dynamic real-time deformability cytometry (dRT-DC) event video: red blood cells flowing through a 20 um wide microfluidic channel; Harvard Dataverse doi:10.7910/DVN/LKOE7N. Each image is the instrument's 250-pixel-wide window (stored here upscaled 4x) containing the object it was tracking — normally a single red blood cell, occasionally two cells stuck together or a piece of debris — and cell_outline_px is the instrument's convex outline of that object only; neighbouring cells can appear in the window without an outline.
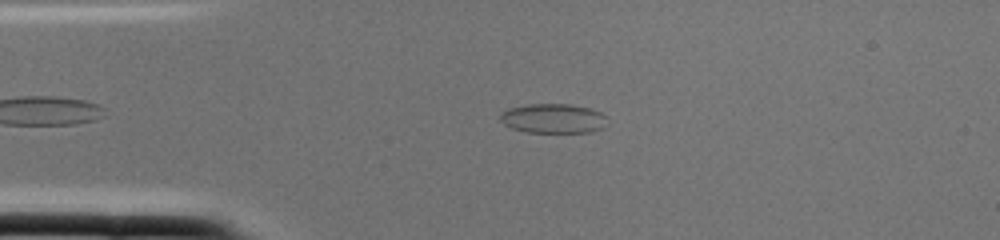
{"species": "common noctule bat (a hibernating species)", "species_latin": "Nyctalus noctula", "temperature_condition": "cold", "stored_images_in_passage": 2, "camera_frame_rate_fps": 3000, "um_per_image_px": 0.085, "animal": {"sex": "female", "body_mass_g": 22.0, "forearm_length_mm": 56.7}, "frame": {"image": 1, "passage_image": 2, "time_ms": 0.333, "image_size_px": [1000, 240], "cell_outline_px": [[604, 116], [600, 128], [592, 132], [524, 132], [512, 128], [504, 124], [500, 120], [500, 112], [508, 108], [528, 104], [568, 104], [588, 108], [600, 112]], "centroid_in_image_um": [46.91, 10.06], "position_along_channel_um": 38.1, "area_um2": 18.09}}